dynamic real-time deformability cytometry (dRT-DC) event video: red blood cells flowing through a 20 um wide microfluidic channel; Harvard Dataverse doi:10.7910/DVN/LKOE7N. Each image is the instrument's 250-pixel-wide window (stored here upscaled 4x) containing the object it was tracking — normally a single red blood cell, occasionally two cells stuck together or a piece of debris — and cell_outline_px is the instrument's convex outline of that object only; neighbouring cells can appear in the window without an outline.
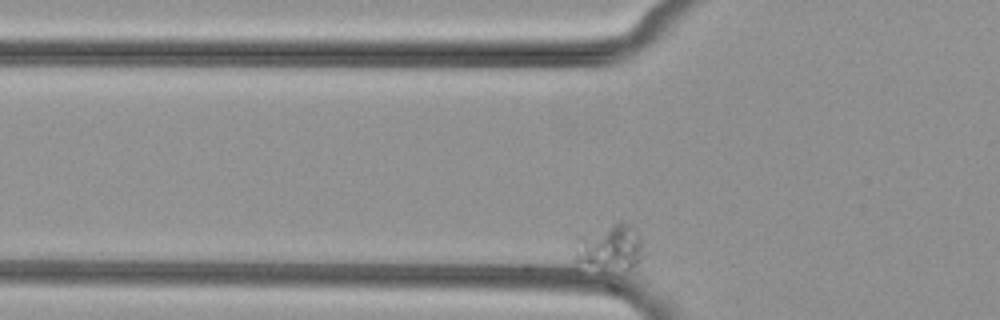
{"species": "common noctule bat (a hibernating species)", "species_latin": "Nyctalus noctula", "temperature_condition": "cold", "stored_images_in_passage": 2, "camera_frame_rate_fps": 3000, "um_per_image_px": 0.085, "animal": {"sex": "female", "body_mass_g": 29.2, "forearm_length_mm": 56.3}, "frame": {"image": 1, "passage_image": 2, "time_ms": 0.333, "image_size_px": [1000, 320], "cell_outline_px": [[648, 252], [628, 272], [616, 276], [612, 276], [576, 264], [576, 252], [584, 240], [620, 220], [628, 224], [644, 240]], "centroid_in_image_um": [52.04, 21.25], "position_along_channel_um": 73.8, "area_um2": 19.02}}